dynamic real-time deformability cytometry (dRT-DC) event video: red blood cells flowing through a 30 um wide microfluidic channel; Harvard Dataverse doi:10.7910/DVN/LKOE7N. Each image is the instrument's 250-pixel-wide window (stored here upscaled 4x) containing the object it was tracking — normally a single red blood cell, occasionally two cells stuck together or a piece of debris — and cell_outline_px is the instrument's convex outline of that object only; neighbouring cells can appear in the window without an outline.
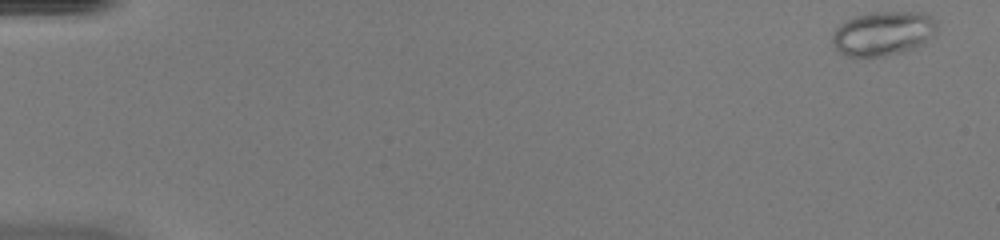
{"species": "common noctule bat (a hibernating species)", "species_latin": "Nyctalus noctula", "temperature_condition": "warm", "stored_images_in_passage": 47, "camera_frame_rate_fps": 3000, "um_per_image_px": 0.085, "animal": {"sex": "female", "body_mass_g": 20.0, "forearm_length_mm": 54.0}, "frame": {"image": 1, "passage_image": 1, "time_ms": 0.0, "image_size_px": [1000, 240], "cell_outline_px": [[936, 32], [924, 44], [916, 48], [904, 52], [884, 56], [856, 60], [844, 56], [832, 44], [832, 32], [840, 24], [856, 16], [872, 12], [928, 12], [936, 20]], "centroid_in_image_um": [75.06, 2.88], "position_along_channel_um": 9.9, "area_um2": 27.86}}
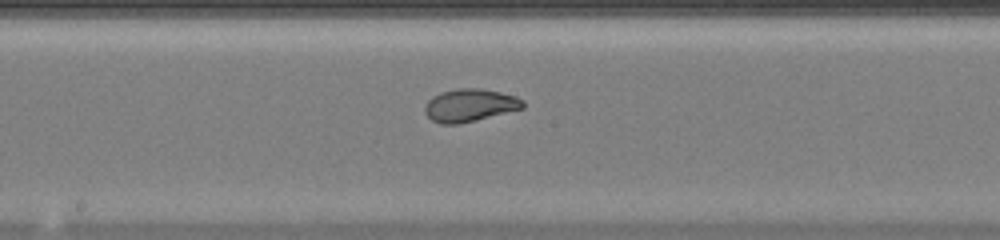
{"frame": {"image": 2, "passage_image": 26, "time_ms": 8.333, "image_size_px": [1000, 240], "cell_outline_px": [[524, 108], [476, 120], [456, 124], [440, 124], [432, 120], [424, 112], [424, 104], [432, 96], [440, 92], [456, 88], [480, 88], [500, 92], [516, 96], [524, 100]], "centroid_in_image_um": [39.91, 8.94], "position_along_channel_um": 208.3, "area_um2": 18.84}}
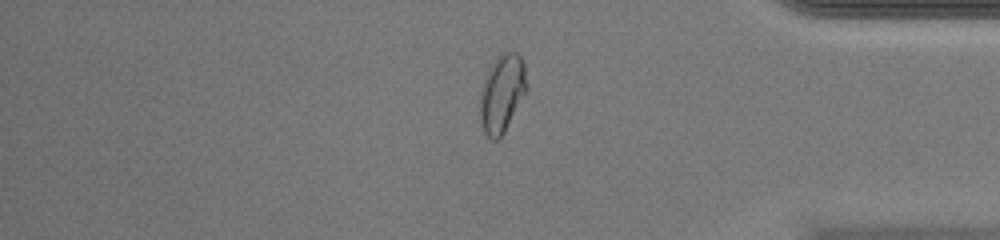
{"frame": {"image": 3, "passage_image": 40, "time_ms": 13.0, "image_size_px": [1000, 240], "cell_outline_px": [[528, 88], [504, 132], [496, 140], [492, 140], [484, 132], [480, 124], [480, 92], [484, 80], [492, 64], [500, 52], [516, 52], [520, 56], [524, 64]], "centroid_in_image_um": [42.67, 7.93], "position_along_channel_um": 392.5, "area_um2": 21.04}, "authors_computed_cell_mechanics": {"area_um2": 21.9062, "velocity_mm_per_s": 4.3417, "shape_relaxation_time_tau1_ms": 3.889, "shape_relaxation_time_tau2_ms": 0.7123, "deformation_change_tau1": 0.1596, "deformation_change_tau2": 0.0538}}